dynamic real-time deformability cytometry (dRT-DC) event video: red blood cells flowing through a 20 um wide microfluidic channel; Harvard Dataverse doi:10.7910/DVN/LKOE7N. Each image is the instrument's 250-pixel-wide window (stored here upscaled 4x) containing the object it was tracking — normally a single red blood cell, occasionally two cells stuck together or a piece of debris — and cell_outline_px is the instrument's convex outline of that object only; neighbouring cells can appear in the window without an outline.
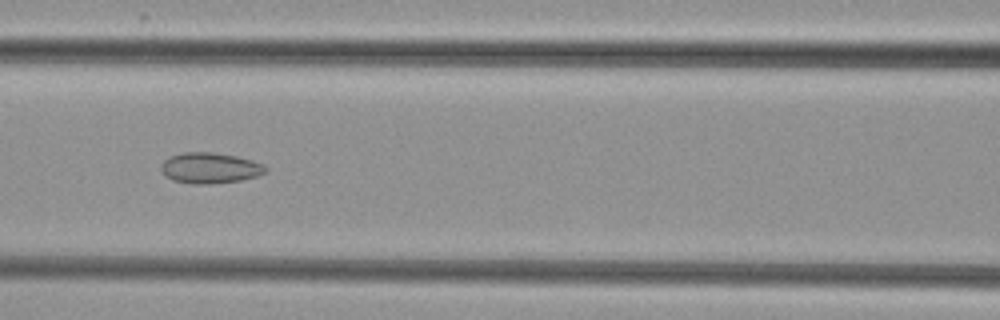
{"species": "common noctule bat (a hibernating species)", "species_latin": "Nyctalus noctula", "temperature_condition": "cold", "stored_images_in_passage": 9, "camera_frame_rate_fps": 3000, "um_per_image_px": 0.085, "animal": {"sex": "female", "body_mass_g": 29.2, "forearm_length_mm": 56.3}, "frame": {"image": 1, "passage_image": 7, "time_ms": 7.667, "image_size_px": [1000, 320], "cell_outline_px": [[268, 168], [264, 172], [256, 176], [240, 180], [208, 184], [192, 184], [172, 180], [164, 176], [160, 168], [160, 164], [164, 160], [180, 152], [212, 152], [236, 156], [252, 160], [264, 164]], "centroid_in_image_um": [17.81, 14.27], "position_along_channel_um": 148.8, "area_um2": 18.79}}
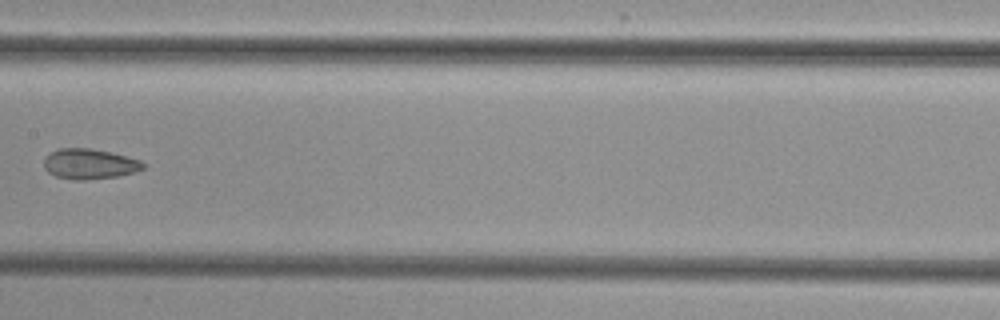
{"frame": {"image": 2, "passage_image": 8, "time_ms": 9.0, "image_size_px": [1000, 320], "cell_outline_px": [[144, 168], [136, 172], [116, 176], [84, 180], [76, 180], [56, 176], [48, 172], [44, 168], [44, 160], [52, 152], [60, 148], [88, 148], [112, 152], [140, 160], [144, 164]], "centroid_in_image_um": [7.62, 13.93], "position_along_channel_um": 199.8, "area_um2": 17.34}}
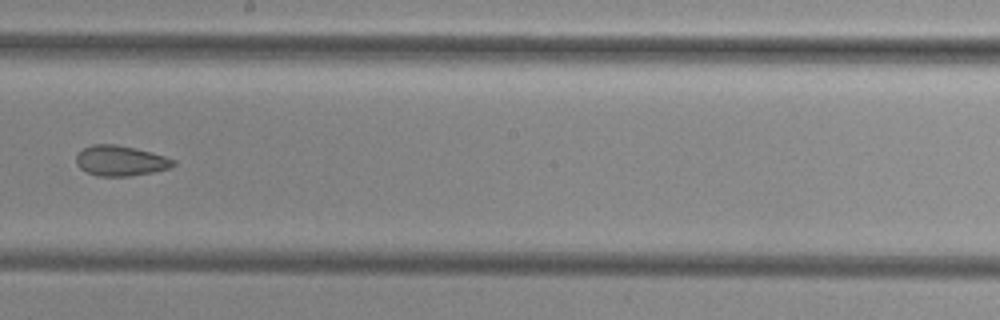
{"frame": {"image": 3, "passage_image": 9, "time_ms": 10.0, "image_size_px": [1000, 320], "cell_outline_px": [[176, 164], [172, 168], [152, 172], [128, 176], [96, 176], [80, 168], [76, 164], [76, 156], [84, 148], [92, 144], [116, 144], [152, 152], [176, 160]], "centroid_in_image_um": [10.26, 13.66], "position_along_channel_um": 237.9, "area_um2": 17.17}}